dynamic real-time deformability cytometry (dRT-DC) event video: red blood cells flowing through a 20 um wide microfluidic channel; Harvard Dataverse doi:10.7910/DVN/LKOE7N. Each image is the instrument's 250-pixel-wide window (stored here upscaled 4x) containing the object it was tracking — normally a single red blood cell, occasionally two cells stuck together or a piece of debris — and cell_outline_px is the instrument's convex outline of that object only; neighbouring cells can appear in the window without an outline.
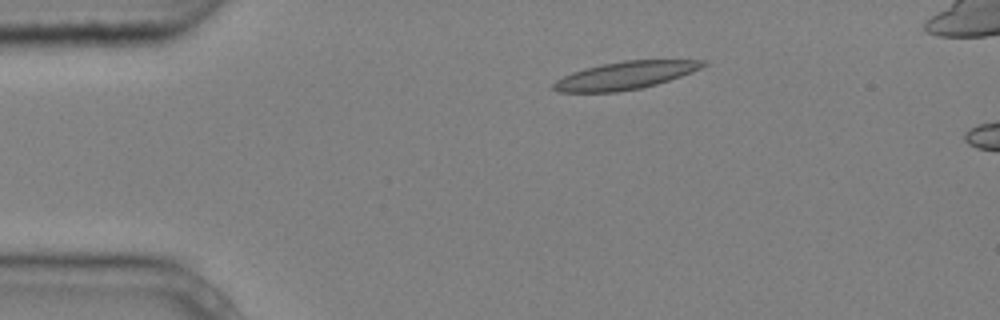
{"species": "common noctule bat (a hibernating species)", "species_latin": "Nyctalus noctula", "temperature_condition": "cold", "stored_images_in_passage": 3, "camera_frame_rate_fps": 3000, "um_per_image_px": 0.085, "animal": {"sex": "male", "body_mass_g": 20.4}, "frame": {"image": 1, "passage_image": 1, "time_ms": 0.0, "image_size_px": [1000, 320], "cell_outline_px": [[708, 64], [692, 72], [656, 84], [640, 88], [616, 92], [556, 92], [552, 88], [552, 84], [556, 80], [572, 72], [604, 64], [624, 60], [708, 60]], "centroid_in_image_um": [53.14, 6.41], "position_along_channel_um": 31.9, "area_um2": 23.93}}